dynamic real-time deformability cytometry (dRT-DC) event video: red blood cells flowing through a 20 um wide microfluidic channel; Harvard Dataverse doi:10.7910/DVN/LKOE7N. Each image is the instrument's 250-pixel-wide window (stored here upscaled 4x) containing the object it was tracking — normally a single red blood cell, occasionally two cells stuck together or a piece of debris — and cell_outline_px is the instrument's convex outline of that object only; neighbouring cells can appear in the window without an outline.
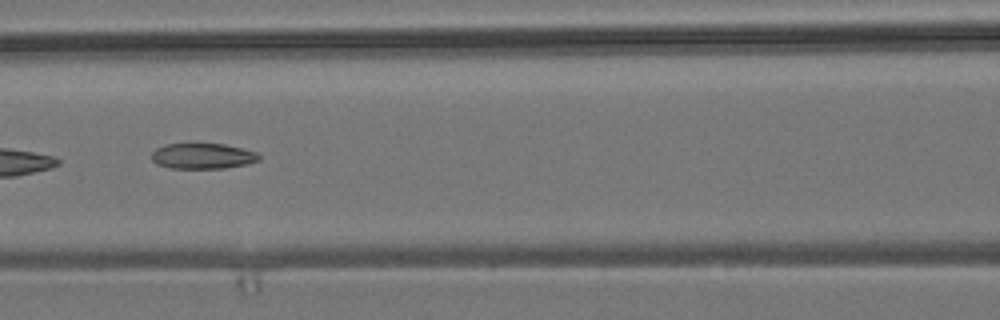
{"species": "common noctule bat (a hibernating species)", "species_latin": "Nyctalus noctula", "temperature_condition": "room temperature", "stored_images_in_passage": 5, "camera_frame_rate_fps": 3000, "um_per_image_px": 0.085, "animal": {"sex": "male", "body_mass_g": 19.2, "forearm_length_mm": 51.8}, "frame": {"image": 1, "passage_image": 4, "time_ms": 3.667, "image_size_px": [1000, 320], "cell_outline_px": [[260, 160], [248, 164], [224, 168], [172, 168], [156, 164], [152, 160], [152, 152], [156, 148], [164, 144], [224, 144], [256, 152], [260, 156]], "centroid_in_image_um": [17.22, 13.27], "position_along_channel_um": 149.4, "area_um2": 15.95}}
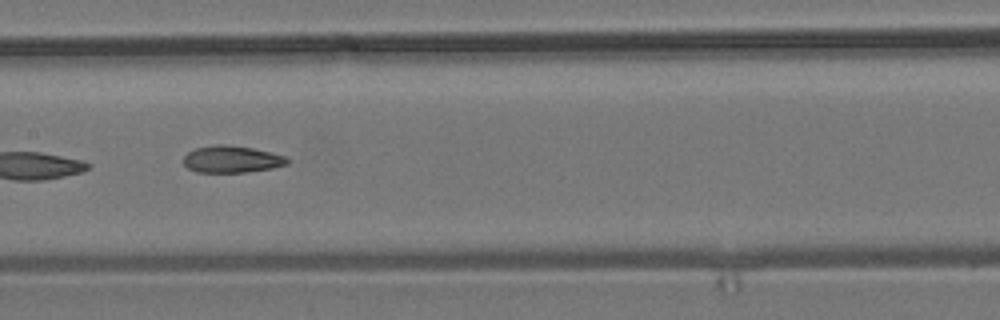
{"frame": {"image": 2, "passage_image": 5, "time_ms": 4.667, "image_size_px": [1000, 320], "cell_outline_px": [[288, 164], [272, 168], [244, 172], [196, 172], [188, 168], [184, 164], [184, 156], [188, 152], [196, 148], [212, 144], [224, 144], [252, 148], [272, 152], [284, 156], [288, 160]], "centroid_in_image_um": [19.68, 13.53], "position_along_channel_um": 187.7, "area_um2": 16.24}}